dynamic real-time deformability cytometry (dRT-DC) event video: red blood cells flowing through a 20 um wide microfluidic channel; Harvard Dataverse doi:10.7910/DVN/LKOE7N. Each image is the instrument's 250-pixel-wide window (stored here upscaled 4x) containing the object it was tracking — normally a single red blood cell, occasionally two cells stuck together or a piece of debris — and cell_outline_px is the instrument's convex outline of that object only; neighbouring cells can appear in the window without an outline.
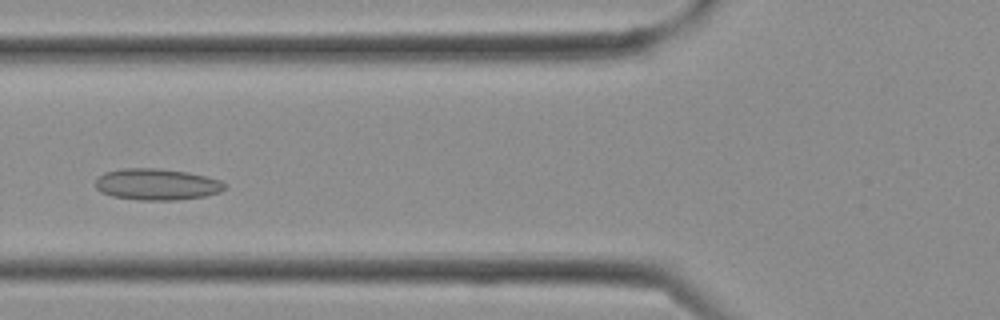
{"species": "Egyptian fruit bat (a non-hibernating species)", "species_latin": "Rousettus aegyptiacus", "temperature_condition": "cold", "stored_images_in_passage": 8, "camera_frame_rate_fps": 3000, "um_per_image_px": 0.085, "frame": {"image": 1, "passage_image": 3, "time_ms": 0.667, "image_size_px": [1000, 320], "cell_outline_px": [[228, 188], [220, 192], [204, 196], [176, 200], [140, 200], [112, 196], [100, 192], [96, 188], [96, 180], [104, 172], [124, 168], [160, 168], [188, 172], [220, 180]], "centroid_in_image_um": [13.33, 15.67], "position_along_channel_um": 112.5, "area_um2": 23.7}}
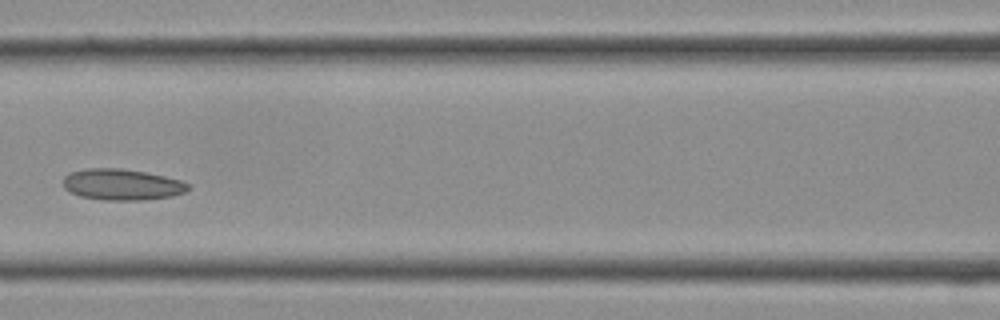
{"frame": {"image": 2, "passage_image": 5, "time_ms": 1.333, "image_size_px": [1000, 320], "cell_outline_px": [[192, 188], [184, 192], [172, 196], [144, 200], [104, 200], [80, 196], [64, 188], [64, 176], [68, 172], [84, 168], [120, 168], [144, 172], [164, 176], [180, 180], [192, 184]], "centroid_in_image_um": [10.38, 15.68], "position_along_channel_um": 156.2, "area_um2": 22.83}}
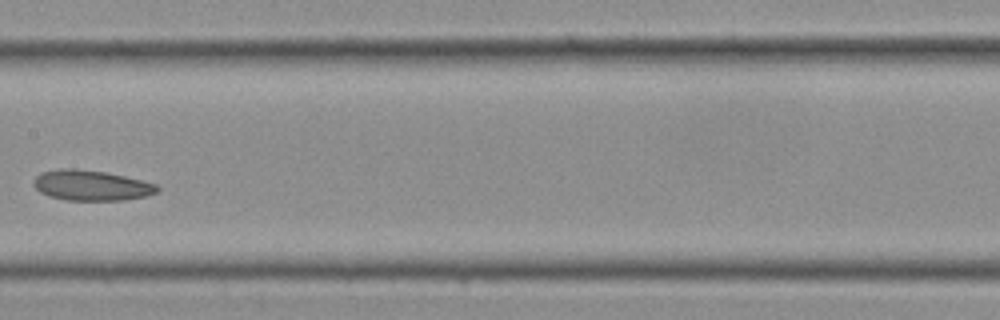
{"frame": {"image": 3, "passage_image": 7, "time_ms": 2.0, "image_size_px": [1000, 320], "cell_outline_px": [[160, 188], [156, 192], [144, 196], [124, 200], [64, 200], [48, 196], [40, 192], [32, 184], [36, 176], [40, 172], [64, 168], [72, 168], [104, 172], [124, 176], [156, 184]], "centroid_in_image_um": [7.71, 15.76], "position_along_channel_um": 199.7, "area_um2": 21.73}}